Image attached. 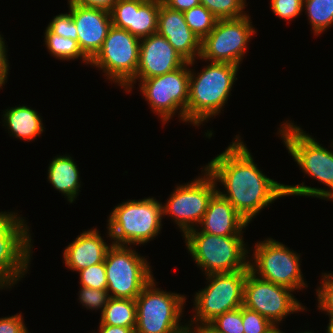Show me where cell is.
<instances>
[{"label":"cell","instance_id":"35","mask_svg":"<svg viewBox=\"0 0 333 333\" xmlns=\"http://www.w3.org/2000/svg\"><path fill=\"white\" fill-rule=\"evenodd\" d=\"M272 12L285 21H291L303 12V0H270Z\"/></svg>","mask_w":333,"mask_h":333},{"label":"cell","instance_id":"39","mask_svg":"<svg viewBox=\"0 0 333 333\" xmlns=\"http://www.w3.org/2000/svg\"><path fill=\"white\" fill-rule=\"evenodd\" d=\"M118 0H68V4L99 8L111 11Z\"/></svg>","mask_w":333,"mask_h":333},{"label":"cell","instance_id":"25","mask_svg":"<svg viewBox=\"0 0 333 333\" xmlns=\"http://www.w3.org/2000/svg\"><path fill=\"white\" fill-rule=\"evenodd\" d=\"M44 37V44L48 52L56 59L68 61L80 58L82 63L90 64V60L80 50L77 40L56 35L47 27Z\"/></svg>","mask_w":333,"mask_h":333},{"label":"cell","instance_id":"46","mask_svg":"<svg viewBox=\"0 0 333 333\" xmlns=\"http://www.w3.org/2000/svg\"><path fill=\"white\" fill-rule=\"evenodd\" d=\"M301 333H313V332H311V331H308V332H307V331H305V332H301Z\"/></svg>","mask_w":333,"mask_h":333},{"label":"cell","instance_id":"32","mask_svg":"<svg viewBox=\"0 0 333 333\" xmlns=\"http://www.w3.org/2000/svg\"><path fill=\"white\" fill-rule=\"evenodd\" d=\"M78 297L79 302L87 310L91 309L96 311L99 309L101 314L103 313V310L110 298L107 290H99L83 286H80Z\"/></svg>","mask_w":333,"mask_h":333},{"label":"cell","instance_id":"41","mask_svg":"<svg viewBox=\"0 0 333 333\" xmlns=\"http://www.w3.org/2000/svg\"><path fill=\"white\" fill-rule=\"evenodd\" d=\"M98 333H135V328L99 324Z\"/></svg>","mask_w":333,"mask_h":333},{"label":"cell","instance_id":"23","mask_svg":"<svg viewBox=\"0 0 333 333\" xmlns=\"http://www.w3.org/2000/svg\"><path fill=\"white\" fill-rule=\"evenodd\" d=\"M3 123L10 136L25 141H33L44 132L42 116L31 107L15 106L3 112Z\"/></svg>","mask_w":333,"mask_h":333},{"label":"cell","instance_id":"45","mask_svg":"<svg viewBox=\"0 0 333 333\" xmlns=\"http://www.w3.org/2000/svg\"><path fill=\"white\" fill-rule=\"evenodd\" d=\"M267 333H285L278 328V325H273Z\"/></svg>","mask_w":333,"mask_h":333},{"label":"cell","instance_id":"17","mask_svg":"<svg viewBox=\"0 0 333 333\" xmlns=\"http://www.w3.org/2000/svg\"><path fill=\"white\" fill-rule=\"evenodd\" d=\"M160 0H118L110 11L112 25L142 39L157 33Z\"/></svg>","mask_w":333,"mask_h":333},{"label":"cell","instance_id":"37","mask_svg":"<svg viewBox=\"0 0 333 333\" xmlns=\"http://www.w3.org/2000/svg\"><path fill=\"white\" fill-rule=\"evenodd\" d=\"M21 313L0 318V333H30Z\"/></svg>","mask_w":333,"mask_h":333},{"label":"cell","instance_id":"22","mask_svg":"<svg viewBox=\"0 0 333 333\" xmlns=\"http://www.w3.org/2000/svg\"><path fill=\"white\" fill-rule=\"evenodd\" d=\"M48 181L69 203L79 195L81 187L80 174L76 162L70 155H57L48 166Z\"/></svg>","mask_w":333,"mask_h":333},{"label":"cell","instance_id":"44","mask_svg":"<svg viewBox=\"0 0 333 333\" xmlns=\"http://www.w3.org/2000/svg\"><path fill=\"white\" fill-rule=\"evenodd\" d=\"M177 333H194L193 327L187 325L182 330L178 331Z\"/></svg>","mask_w":333,"mask_h":333},{"label":"cell","instance_id":"1","mask_svg":"<svg viewBox=\"0 0 333 333\" xmlns=\"http://www.w3.org/2000/svg\"><path fill=\"white\" fill-rule=\"evenodd\" d=\"M253 159L241 136L236 135L225 151L204 166L225 189L217 188V192L249 223L262 209L286 196L285 185L262 173Z\"/></svg>","mask_w":333,"mask_h":333},{"label":"cell","instance_id":"34","mask_svg":"<svg viewBox=\"0 0 333 333\" xmlns=\"http://www.w3.org/2000/svg\"><path fill=\"white\" fill-rule=\"evenodd\" d=\"M244 333H267L273 324L258 312L242 305Z\"/></svg>","mask_w":333,"mask_h":333},{"label":"cell","instance_id":"31","mask_svg":"<svg viewBox=\"0 0 333 333\" xmlns=\"http://www.w3.org/2000/svg\"><path fill=\"white\" fill-rule=\"evenodd\" d=\"M78 273L80 277L79 284L81 286L107 290V278L104 262L84 268L78 271Z\"/></svg>","mask_w":333,"mask_h":333},{"label":"cell","instance_id":"18","mask_svg":"<svg viewBox=\"0 0 333 333\" xmlns=\"http://www.w3.org/2000/svg\"><path fill=\"white\" fill-rule=\"evenodd\" d=\"M157 33L165 37L187 62L200 57L201 40L187 25L183 12L167 7L162 0L158 12Z\"/></svg>","mask_w":333,"mask_h":333},{"label":"cell","instance_id":"24","mask_svg":"<svg viewBox=\"0 0 333 333\" xmlns=\"http://www.w3.org/2000/svg\"><path fill=\"white\" fill-rule=\"evenodd\" d=\"M99 324L136 328L135 299L110 297L101 314Z\"/></svg>","mask_w":333,"mask_h":333},{"label":"cell","instance_id":"11","mask_svg":"<svg viewBox=\"0 0 333 333\" xmlns=\"http://www.w3.org/2000/svg\"><path fill=\"white\" fill-rule=\"evenodd\" d=\"M140 41L129 31L112 25L90 65L102 70L106 79L125 89L135 79Z\"/></svg>","mask_w":333,"mask_h":333},{"label":"cell","instance_id":"13","mask_svg":"<svg viewBox=\"0 0 333 333\" xmlns=\"http://www.w3.org/2000/svg\"><path fill=\"white\" fill-rule=\"evenodd\" d=\"M255 33L249 14L237 19H218L213 30L201 41L198 60L239 66Z\"/></svg>","mask_w":333,"mask_h":333},{"label":"cell","instance_id":"16","mask_svg":"<svg viewBox=\"0 0 333 333\" xmlns=\"http://www.w3.org/2000/svg\"><path fill=\"white\" fill-rule=\"evenodd\" d=\"M76 24L77 42L82 53L91 60L100 50L112 26L109 11L99 8L68 4Z\"/></svg>","mask_w":333,"mask_h":333},{"label":"cell","instance_id":"38","mask_svg":"<svg viewBox=\"0 0 333 333\" xmlns=\"http://www.w3.org/2000/svg\"><path fill=\"white\" fill-rule=\"evenodd\" d=\"M7 46L5 45V39L0 34V89L5 86L7 82V75L9 74L10 64L7 56Z\"/></svg>","mask_w":333,"mask_h":333},{"label":"cell","instance_id":"28","mask_svg":"<svg viewBox=\"0 0 333 333\" xmlns=\"http://www.w3.org/2000/svg\"><path fill=\"white\" fill-rule=\"evenodd\" d=\"M191 31L202 41L215 27L218 20L205 6L199 4L183 12Z\"/></svg>","mask_w":333,"mask_h":333},{"label":"cell","instance_id":"33","mask_svg":"<svg viewBox=\"0 0 333 333\" xmlns=\"http://www.w3.org/2000/svg\"><path fill=\"white\" fill-rule=\"evenodd\" d=\"M320 287L316 288L318 310L333 316V272L322 273Z\"/></svg>","mask_w":333,"mask_h":333},{"label":"cell","instance_id":"43","mask_svg":"<svg viewBox=\"0 0 333 333\" xmlns=\"http://www.w3.org/2000/svg\"><path fill=\"white\" fill-rule=\"evenodd\" d=\"M326 333H333V316H329V323L326 329Z\"/></svg>","mask_w":333,"mask_h":333},{"label":"cell","instance_id":"9","mask_svg":"<svg viewBox=\"0 0 333 333\" xmlns=\"http://www.w3.org/2000/svg\"><path fill=\"white\" fill-rule=\"evenodd\" d=\"M107 292L112 298L136 299L154 278L150 262L133 246L115 245L105 257Z\"/></svg>","mask_w":333,"mask_h":333},{"label":"cell","instance_id":"26","mask_svg":"<svg viewBox=\"0 0 333 333\" xmlns=\"http://www.w3.org/2000/svg\"><path fill=\"white\" fill-rule=\"evenodd\" d=\"M303 11L316 36L333 25V0H303Z\"/></svg>","mask_w":333,"mask_h":333},{"label":"cell","instance_id":"8","mask_svg":"<svg viewBox=\"0 0 333 333\" xmlns=\"http://www.w3.org/2000/svg\"><path fill=\"white\" fill-rule=\"evenodd\" d=\"M196 61L187 62L182 67L167 74L137 80L139 90L148 101L153 113L157 114L162 125L178 113L182 122H187V102L189 98L190 67ZM179 110V111H178Z\"/></svg>","mask_w":333,"mask_h":333},{"label":"cell","instance_id":"42","mask_svg":"<svg viewBox=\"0 0 333 333\" xmlns=\"http://www.w3.org/2000/svg\"><path fill=\"white\" fill-rule=\"evenodd\" d=\"M194 333H217L212 330L208 325H201L197 327H193Z\"/></svg>","mask_w":333,"mask_h":333},{"label":"cell","instance_id":"29","mask_svg":"<svg viewBox=\"0 0 333 333\" xmlns=\"http://www.w3.org/2000/svg\"><path fill=\"white\" fill-rule=\"evenodd\" d=\"M200 2L218 19H237L247 15L246 11H243L247 6L246 0H200Z\"/></svg>","mask_w":333,"mask_h":333},{"label":"cell","instance_id":"10","mask_svg":"<svg viewBox=\"0 0 333 333\" xmlns=\"http://www.w3.org/2000/svg\"><path fill=\"white\" fill-rule=\"evenodd\" d=\"M252 256L249 258V269L259 278L293 291L308 287L300 268V253L283 243L271 237L258 241Z\"/></svg>","mask_w":333,"mask_h":333},{"label":"cell","instance_id":"6","mask_svg":"<svg viewBox=\"0 0 333 333\" xmlns=\"http://www.w3.org/2000/svg\"><path fill=\"white\" fill-rule=\"evenodd\" d=\"M156 286L153 278L135 299V333H177L187 326L181 322L187 300L185 295Z\"/></svg>","mask_w":333,"mask_h":333},{"label":"cell","instance_id":"30","mask_svg":"<svg viewBox=\"0 0 333 333\" xmlns=\"http://www.w3.org/2000/svg\"><path fill=\"white\" fill-rule=\"evenodd\" d=\"M207 325L217 333H244L242 306L218 315Z\"/></svg>","mask_w":333,"mask_h":333},{"label":"cell","instance_id":"36","mask_svg":"<svg viewBox=\"0 0 333 333\" xmlns=\"http://www.w3.org/2000/svg\"><path fill=\"white\" fill-rule=\"evenodd\" d=\"M47 28L56 35L77 40L76 24L70 12L54 16Z\"/></svg>","mask_w":333,"mask_h":333},{"label":"cell","instance_id":"27","mask_svg":"<svg viewBox=\"0 0 333 333\" xmlns=\"http://www.w3.org/2000/svg\"><path fill=\"white\" fill-rule=\"evenodd\" d=\"M20 216L17 212H0V245L1 240H32L28 223Z\"/></svg>","mask_w":333,"mask_h":333},{"label":"cell","instance_id":"20","mask_svg":"<svg viewBox=\"0 0 333 333\" xmlns=\"http://www.w3.org/2000/svg\"><path fill=\"white\" fill-rule=\"evenodd\" d=\"M108 245L96 228L83 231L64 249L63 260L69 270L78 272L105 261Z\"/></svg>","mask_w":333,"mask_h":333},{"label":"cell","instance_id":"4","mask_svg":"<svg viewBox=\"0 0 333 333\" xmlns=\"http://www.w3.org/2000/svg\"><path fill=\"white\" fill-rule=\"evenodd\" d=\"M162 202L154 197L123 201L107 220V238L112 244L137 246L153 240L162 228Z\"/></svg>","mask_w":333,"mask_h":333},{"label":"cell","instance_id":"3","mask_svg":"<svg viewBox=\"0 0 333 333\" xmlns=\"http://www.w3.org/2000/svg\"><path fill=\"white\" fill-rule=\"evenodd\" d=\"M207 64L197 74L190 68L187 122L195 127L204 125L210 118L219 115L231 96L240 68L229 63Z\"/></svg>","mask_w":333,"mask_h":333},{"label":"cell","instance_id":"7","mask_svg":"<svg viewBox=\"0 0 333 333\" xmlns=\"http://www.w3.org/2000/svg\"><path fill=\"white\" fill-rule=\"evenodd\" d=\"M205 276L208 285L194 294L192 308L195 314L187 322V325L191 327L207 325L218 315L243 305L247 270L213 273Z\"/></svg>","mask_w":333,"mask_h":333},{"label":"cell","instance_id":"21","mask_svg":"<svg viewBox=\"0 0 333 333\" xmlns=\"http://www.w3.org/2000/svg\"><path fill=\"white\" fill-rule=\"evenodd\" d=\"M32 243L33 240H1L0 290L14 287L25 277L31 264Z\"/></svg>","mask_w":333,"mask_h":333},{"label":"cell","instance_id":"2","mask_svg":"<svg viewBox=\"0 0 333 333\" xmlns=\"http://www.w3.org/2000/svg\"><path fill=\"white\" fill-rule=\"evenodd\" d=\"M278 128L283 144L300 169L307 176L318 180L326 189L310 187L304 182L298 185H285L286 196L316 197L324 200L333 199V151L321 146L312 135L306 133L292 121H284ZM333 147V142L330 145ZM333 201V200H332Z\"/></svg>","mask_w":333,"mask_h":333},{"label":"cell","instance_id":"5","mask_svg":"<svg viewBox=\"0 0 333 333\" xmlns=\"http://www.w3.org/2000/svg\"><path fill=\"white\" fill-rule=\"evenodd\" d=\"M188 253L204 275L249 269L250 249L243 236H219L197 227L184 236Z\"/></svg>","mask_w":333,"mask_h":333},{"label":"cell","instance_id":"19","mask_svg":"<svg viewBox=\"0 0 333 333\" xmlns=\"http://www.w3.org/2000/svg\"><path fill=\"white\" fill-rule=\"evenodd\" d=\"M250 223L218 192L209 200L204 217L197 227L201 232L219 236H243Z\"/></svg>","mask_w":333,"mask_h":333},{"label":"cell","instance_id":"15","mask_svg":"<svg viewBox=\"0 0 333 333\" xmlns=\"http://www.w3.org/2000/svg\"><path fill=\"white\" fill-rule=\"evenodd\" d=\"M187 61L174 49L168 40L158 33L144 37L140 41L139 64L134 81L124 90L134 88L136 80L161 76L185 65Z\"/></svg>","mask_w":333,"mask_h":333},{"label":"cell","instance_id":"12","mask_svg":"<svg viewBox=\"0 0 333 333\" xmlns=\"http://www.w3.org/2000/svg\"><path fill=\"white\" fill-rule=\"evenodd\" d=\"M202 169L198 178L184 185L177 184L167 202L162 205L163 218L171 215V220H174L183 236L196 226L199 227L209 200L217 192L214 178L205 167Z\"/></svg>","mask_w":333,"mask_h":333},{"label":"cell","instance_id":"14","mask_svg":"<svg viewBox=\"0 0 333 333\" xmlns=\"http://www.w3.org/2000/svg\"><path fill=\"white\" fill-rule=\"evenodd\" d=\"M292 292L287 287L259 278L248 269L243 306L258 312L273 325H279L289 314L306 310Z\"/></svg>","mask_w":333,"mask_h":333},{"label":"cell","instance_id":"40","mask_svg":"<svg viewBox=\"0 0 333 333\" xmlns=\"http://www.w3.org/2000/svg\"><path fill=\"white\" fill-rule=\"evenodd\" d=\"M162 2L169 8L178 10L179 12H185L201 4L200 0H162Z\"/></svg>","mask_w":333,"mask_h":333}]
</instances>
